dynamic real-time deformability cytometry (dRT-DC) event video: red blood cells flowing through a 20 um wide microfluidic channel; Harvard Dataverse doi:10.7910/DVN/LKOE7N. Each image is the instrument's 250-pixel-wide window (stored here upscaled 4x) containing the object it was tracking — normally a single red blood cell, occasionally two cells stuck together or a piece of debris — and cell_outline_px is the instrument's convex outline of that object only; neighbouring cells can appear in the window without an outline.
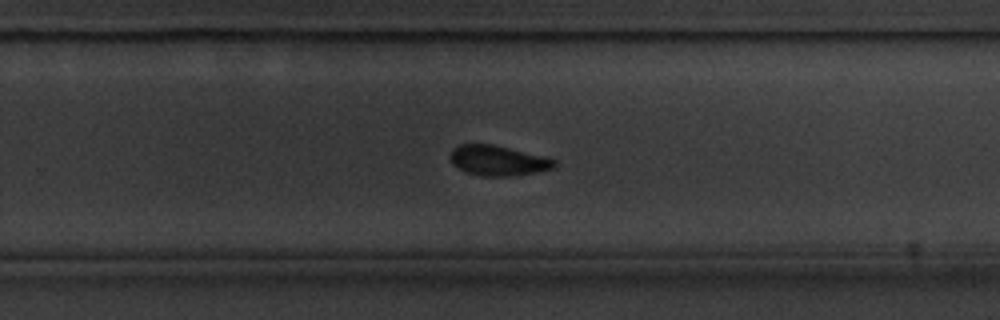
{"species": "common noctule bat (a hibernating species)", "species_latin": "Nyctalus noctula", "temperature_condition": "cold", "stored_images_in_passage": 49, "camera_frame_rate_fps": 3000, "um_per_image_px": 0.085, "animal": {"sex": "male", "body_mass_g": 20.1, "forearm_length_mm": 53.5}, "frame": {"image": 1, "passage_image": 28, "time_ms": 9.0, "image_size_px": [1000, 320], "cell_outline_px": [[556, 168], [508, 176], [480, 176], [468, 172], [452, 164], [448, 156], [452, 148], [460, 144], [492, 144], [556, 160]], "centroid_in_image_um": [42.26, 13.64], "position_along_channel_um": 287.5, "area_um2": 17.98}, "authors_computed_cell_mechanics": {"area_um2": 19.1318, "velocity_mm_per_s": 3.5359, "shape_relaxation_time_tau1_ms": null, "shape_relaxation_time_tau2_ms": 8.7333, "deformation_change_tau1": null, "deformation_change_tau2": 0.1267}}